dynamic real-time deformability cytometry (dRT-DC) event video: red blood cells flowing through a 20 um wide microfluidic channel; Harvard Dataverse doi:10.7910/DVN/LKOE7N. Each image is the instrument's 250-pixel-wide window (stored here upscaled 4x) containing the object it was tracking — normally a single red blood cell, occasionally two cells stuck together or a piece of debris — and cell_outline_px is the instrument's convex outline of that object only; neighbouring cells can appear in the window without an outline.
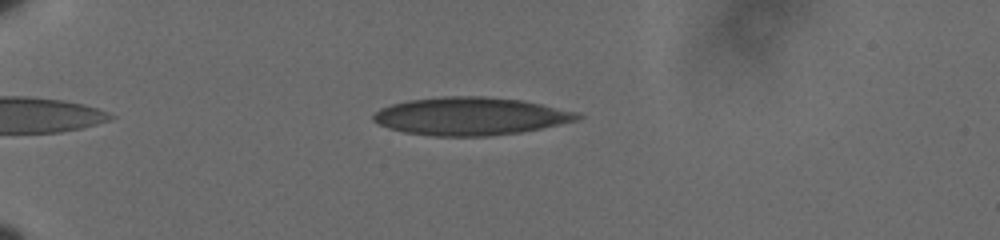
{"species": "human", "species_latin": "Homo sapiens", "temperature_condition": "cold", "stored_images_in_passage": 52, "camera_frame_rate_fps": 3000, "um_per_image_px": 0.085, "donor": {"sex": "male"}, "frame": {"image": 1, "passage_image": 10, "time_ms": 3.0, "image_size_px": [1000, 240], "cell_outline_px": [[584, 116], [580, 120], [520, 132], [488, 136], [432, 136], [404, 132], [388, 128], [372, 120], [372, 116], [380, 108], [392, 104], [408, 100], [444, 96], [484, 96], [524, 100], [580, 112]], "centroid_in_image_um": [40.03, 9.87], "position_along_channel_um": 45.0, "area_um2": 45.32}}
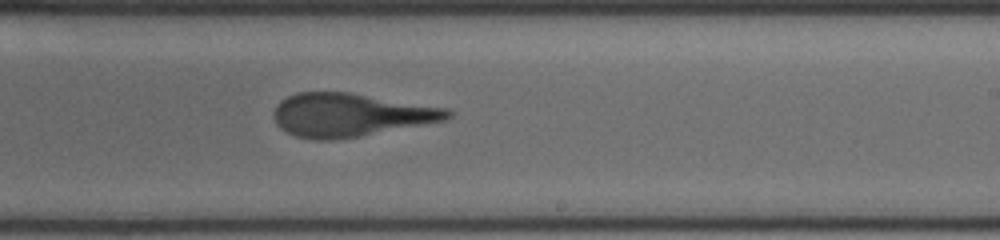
{"frame": {"image": 2, "passage_image": 32, "time_ms": 10.333, "image_size_px": [1000, 240], "cell_outline_px": [[456, 112], [448, 120], [360, 136], [332, 140], [316, 140], [296, 136], [280, 128], [276, 124], [272, 116], [272, 112], [276, 104], [280, 100], [296, 92], [348, 92], [448, 108]], "centroid_in_image_um": [29.78, 9.76], "position_along_channel_um": 259.2, "area_um2": 44.16}}
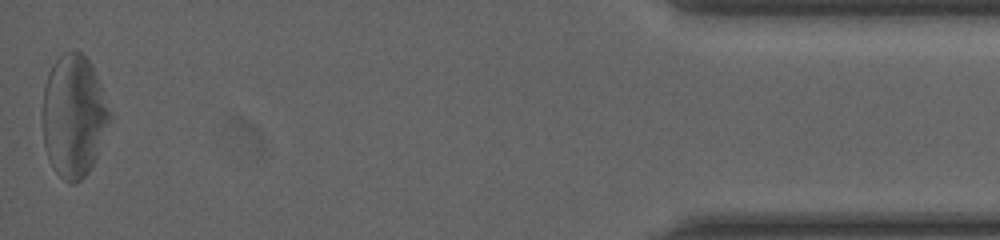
{"frame": {"image": 3, "passage_image": 52, "time_ms": 17.0, "image_size_px": [1000, 240], "cell_outline_px": [[112, 116], [96, 156], [88, 172], [80, 180], [72, 184], [68, 184], [56, 172], [48, 156], [44, 144], [44, 88], [48, 72], [52, 64], [64, 52], [76, 48], [88, 60], [96, 76]], "centroid_in_image_um": [6.26, 9.85], "position_along_channel_um": 428.9, "area_um2": 47.11}, "authors_computed_cell_mechanics": {"area_um2": 44.7661, "velocity_mm_per_s": 3.5895, "shape_relaxation_time_tau1_ms": 9.1971, "shape_relaxation_time_tau2_ms": 1.5293, "deformation_change_tau1": 0.2587, "deformation_change_tau2": 0.1083}}